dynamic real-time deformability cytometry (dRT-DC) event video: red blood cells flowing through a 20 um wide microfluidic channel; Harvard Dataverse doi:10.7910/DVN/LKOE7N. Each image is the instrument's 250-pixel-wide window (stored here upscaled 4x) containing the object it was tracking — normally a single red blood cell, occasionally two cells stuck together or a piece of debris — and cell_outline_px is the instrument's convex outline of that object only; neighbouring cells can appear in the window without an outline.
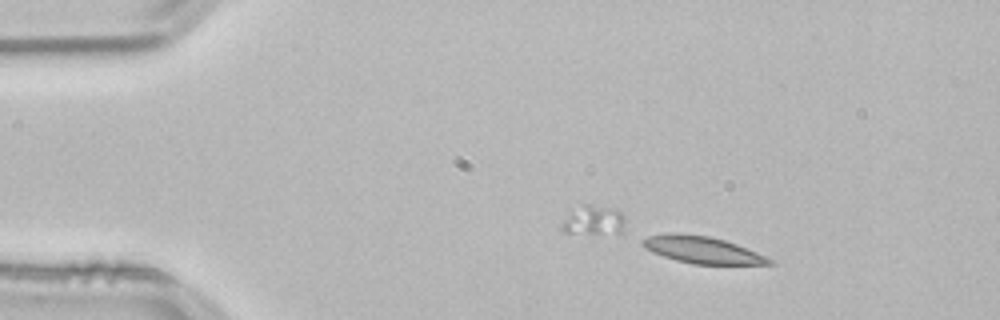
{"species": "common noctule bat (a hibernating species)", "species_latin": "Nyctalus noctula", "temperature_condition": "room temperature", "stored_images_in_passage": 13, "camera_frame_rate_fps": 3000, "um_per_image_px": 0.085, "animal": {"sex": "male", "body_mass_g": 21.5, "forearm_length_mm": 52.0}, "frame": {"image": 1, "passage_image": 1, "time_ms": 0.0, "image_size_px": [1000, 320], "cell_outline_px": [[776, 264], [692, 264], [676, 260], [652, 252], [644, 248], [640, 244], [640, 240], [648, 236], [672, 232], [676, 232], [708, 236], [724, 240], [736, 244], [756, 252], [772, 260]], "centroid_in_image_um": [59.62, 21.23], "position_along_channel_um": 25.4, "area_um2": 19.83}}